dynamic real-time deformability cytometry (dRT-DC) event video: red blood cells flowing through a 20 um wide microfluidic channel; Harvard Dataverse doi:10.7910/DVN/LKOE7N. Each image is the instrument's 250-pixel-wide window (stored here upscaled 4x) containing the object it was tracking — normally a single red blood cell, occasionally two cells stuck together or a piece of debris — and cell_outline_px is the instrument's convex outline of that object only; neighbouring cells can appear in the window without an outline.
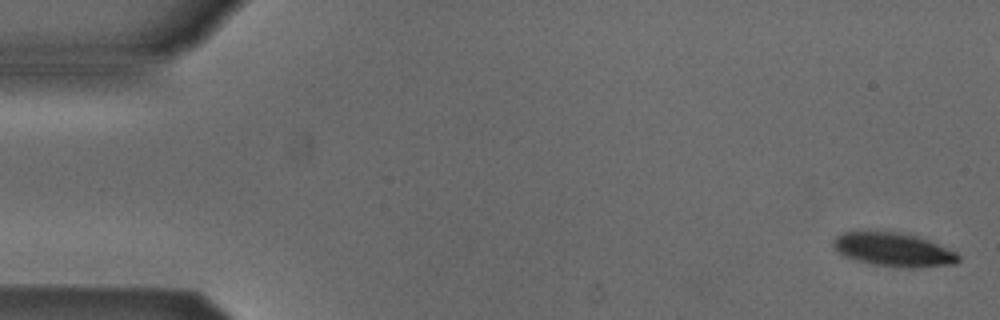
{"species": "Egyptian fruit bat (a non-hibernating species)", "species_latin": "Rousettus aegyptiacus", "temperature_condition": "cold", "stored_images_in_passage": 5, "camera_frame_rate_fps": 3000, "um_per_image_px": 0.085, "animal": {"sex": "male"}, "frame": {"image": 1, "passage_image": 1, "time_ms": 0.0, "image_size_px": [1000, 320], "cell_outline_px": [[960, 260], [956, 264], [912, 268], [908, 268], [872, 264], [856, 260], [844, 256], [836, 252], [832, 244], [832, 240], [840, 232], [896, 232], [916, 236], [928, 240], [956, 252], [960, 256]], "centroid_in_image_um": [75.92, 21.23], "position_along_channel_um": 9.1, "area_um2": 24.51}}
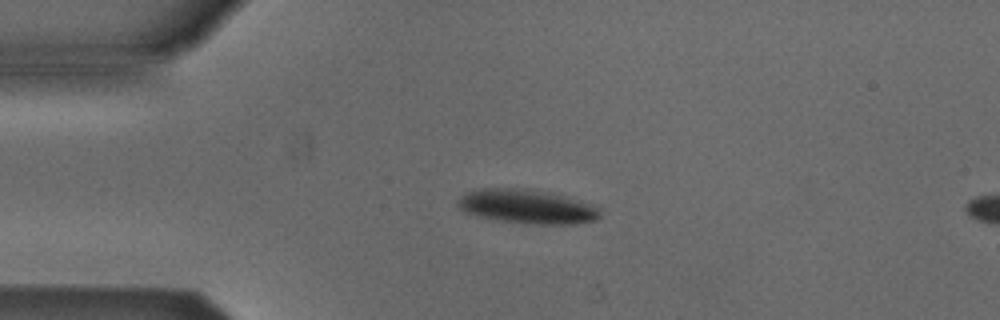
{"frame": {"image": 2, "passage_image": 4, "time_ms": 3.667, "image_size_px": [1000, 320], "cell_outline_px": [[600, 216], [596, 220], [576, 224], [524, 224], [476, 216], [464, 212], [456, 204], [460, 196], [468, 192], [484, 188], [516, 188], [548, 192], [564, 196], [592, 204], [600, 208]], "centroid_in_image_um": [44.8, 17.57], "position_along_channel_um": 40.2, "area_um2": 28.26}}